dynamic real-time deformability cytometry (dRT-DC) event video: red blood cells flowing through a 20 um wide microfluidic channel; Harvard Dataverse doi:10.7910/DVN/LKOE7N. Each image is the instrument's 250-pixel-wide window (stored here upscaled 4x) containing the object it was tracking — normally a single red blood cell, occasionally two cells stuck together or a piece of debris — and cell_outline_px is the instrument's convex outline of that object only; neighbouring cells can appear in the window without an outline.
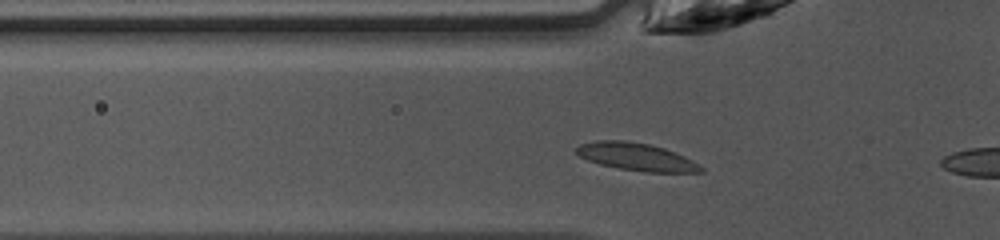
{"species": "common noctule bat (a hibernating species)", "species_latin": "Nyctalus noctula", "temperature_condition": "warm", "stored_images_in_passage": 13, "camera_frame_rate_fps": 3000, "um_per_image_px": 0.085, "animal": {"sex": "female", "body_mass_g": 10.0, "forearm_length_mm": 53.1}, "frame": {"image": 1, "passage_image": 11, "time_ms": 3.333, "image_size_px": [1000, 240], "cell_outline_px": [[704, 172], [644, 172], [620, 168], [600, 164], [588, 160], [580, 156], [576, 152], [576, 148], [580, 144], [596, 140], [624, 140], [648, 144], [664, 148], [684, 156], [692, 160], [704, 168]], "centroid_in_image_um": [54.09, 13.33], "position_along_channel_um": 71.7, "area_um2": 19.88}}